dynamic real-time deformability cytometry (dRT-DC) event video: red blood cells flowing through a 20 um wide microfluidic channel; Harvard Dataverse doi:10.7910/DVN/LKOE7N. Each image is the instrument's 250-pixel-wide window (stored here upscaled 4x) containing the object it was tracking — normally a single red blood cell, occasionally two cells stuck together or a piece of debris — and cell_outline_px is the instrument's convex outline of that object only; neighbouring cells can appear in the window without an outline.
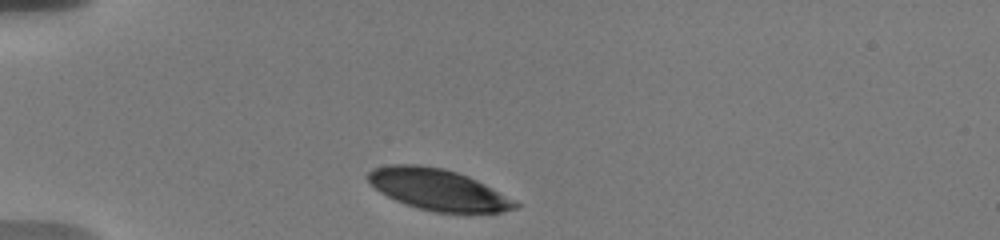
{"species": "human", "species_latin": "Homo sapiens", "temperature_condition": "warm", "stored_images_in_passage": 23, "camera_frame_rate_fps": 3000, "um_per_image_px": 0.085, "donor": {"sex": "male"}, "frame": {"image": 1, "passage_image": 1, "time_ms": 0.0, "image_size_px": [1000, 240], "cell_outline_px": [[524, 204], [516, 208], [500, 212], [472, 216], [468, 216], [436, 212], [420, 208], [396, 200], [380, 192], [368, 180], [368, 172], [372, 168], [388, 164], [420, 164], [444, 168], [468, 176]], "centroid_in_image_um": [37.32, 16.15], "position_along_channel_um": 47.7, "area_um2": 36.13}}
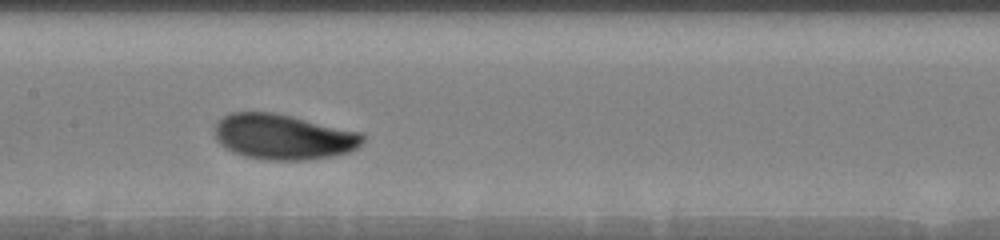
{"frame": {"image": 2, "passage_image": 14, "time_ms": 4.667, "image_size_px": [1000, 240], "cell_outline_px": [[364, 140], [356, 148], [348, 152], [332, 156], [308, 160], [264, 160], [244, 156], [232, 152], [224, 148], [216, 140], [216, 120], [228, 112], [276, 112], [364, 132]], "centroid_in_image_um": [24.08, 11.62], "position_along_channel_um": 183.3, "area_um2": 39.77}}
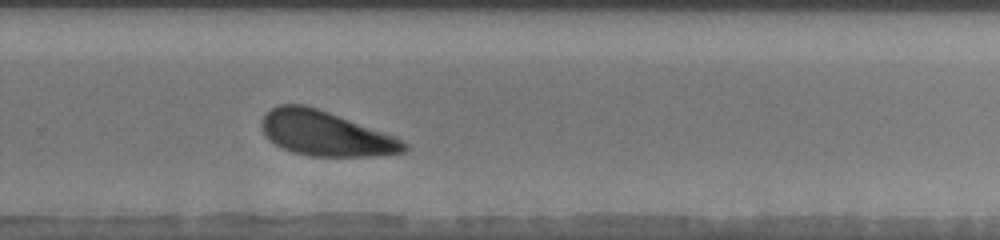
{"frame": {"image": 3, "passage_image": 23, "time_ms": 8.0, "image_size_px": [1000, 240], "cell_outline_px": [[408, 148], [404, 152], [376, 156], [308, 156], [292, 152], [280, 148], [268, 140], [264, 136], [260, 128], [260, 124], [264, 116], [272, 108], [280, 104], [304, 104], [328, 112], [396, 136], [408, 144]], "centroid_in_image_um": [27.64, 11.36], "position_along_channel_um": 302.2, "area_um2": 37.34}}